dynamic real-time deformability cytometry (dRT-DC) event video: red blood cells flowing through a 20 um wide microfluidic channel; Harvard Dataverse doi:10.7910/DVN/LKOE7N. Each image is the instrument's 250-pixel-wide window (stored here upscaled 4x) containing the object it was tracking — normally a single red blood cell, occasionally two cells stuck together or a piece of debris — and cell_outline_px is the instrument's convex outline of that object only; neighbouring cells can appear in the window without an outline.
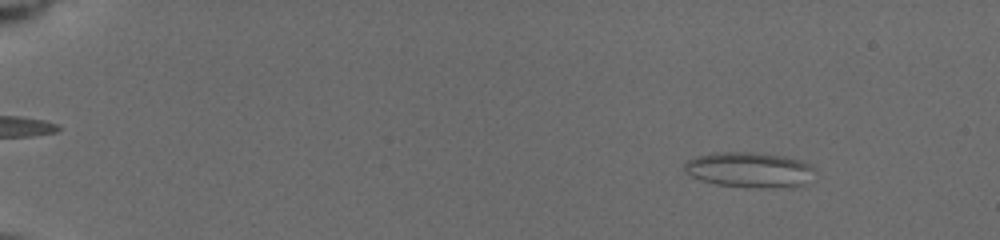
{"species": "common noctule bat (a hibernating species)", "species_latin": "Nyctalus noctula", "temperature_condition": "cold", "stored_images_in_passage": 23, "camera_frame_rate_fps": 3000, "um_per_image_px": 0.085, "animal": {"sex": "female", "body_mass_g": 19.5, "forearm_length_mm": 54.1}, "frame": {"image": 1, "passage_image": 8, "time_ms": 1.667, "image_size_px": [1000, 240], "cell_outline_px": [[816, 168], [804, 184], [760, 188], [748, 188], [716, 184], [692, 176], [684, 172], [684, 164], [688, 160], [696, 156], [712, 152], [756, 152], [784, 156], [800, 160], [812, 164]], "centroid_in_image_um": [63.67, 14.41], "position_along_channel_um": 21.3, "area_um2": 26.76}}
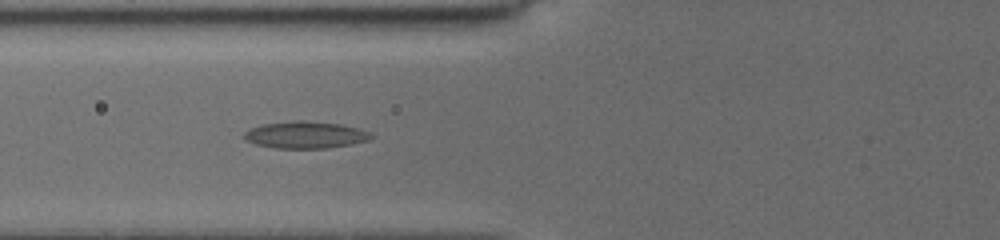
{"frame": {"image": 2, "passage_image": 23, "time_ms": 7.0, "image_size_px": [1000, 240], "cell_outline_px": [[372, 136], [368, 140], [352, 144], [328, 148], [272, 148], [256, 144], [244, 140], [244, 132], [260, 124], [292, 120], [304, 120], [340, 124], [356, 128], [368, 132]], "centroid_in_image_um": [25.9, 11.46], "position_along_channel_um": 99.9, "area_um2": 19.94}}